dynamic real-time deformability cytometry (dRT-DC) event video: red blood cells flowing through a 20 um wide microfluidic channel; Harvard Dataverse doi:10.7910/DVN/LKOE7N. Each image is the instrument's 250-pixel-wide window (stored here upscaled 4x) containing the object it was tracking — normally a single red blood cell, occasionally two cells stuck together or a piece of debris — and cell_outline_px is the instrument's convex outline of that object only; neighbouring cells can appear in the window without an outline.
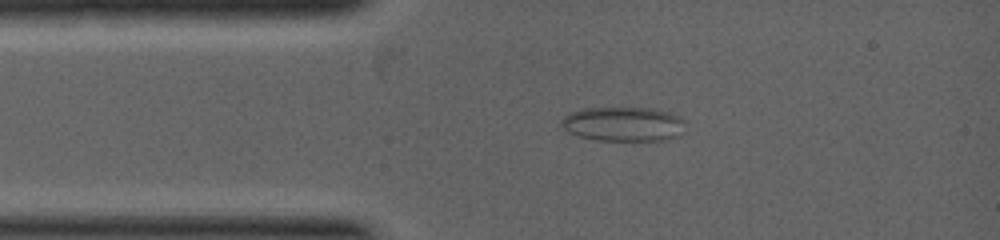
{"species": "common noctule bat (a hibernating species)", "species_latin": "Nyctalus noctula", "temperature_condition": "warm", "stored_images_in_passage": 6, "camera_frame_rate_fps": 5000, "um_per_image_px": 0.085, "animal": {"sex": "female", "body_mass_g": 19.0, "forearm_length_mm": 53.3}, "frame": {"image": 1, "passage_image": 3, "time_ms": 0.8, "image_size_px": [1000, 240], "cell_outline_px": [[684, 132], [680, 136], [668, 140], [596, 140], [580, 136], [568, 132], [560, 124], [560, 120], [564, 116], [572, 112], [584, 108], [652, 108], [668, 112], [680, 116], [684, 120]], "centroid_in_image_um": [53.02, 10.55], "position_along_channel_um": 32.0, "area_um2": 25.03}}
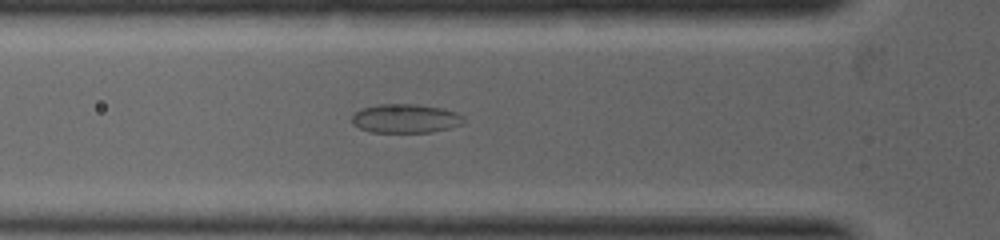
{"frame": {"image": 2, "passage_image": 6, "time_ms": 1.8, "image_size_px": [1000, 240], "cell_outline_px": [[464, 124], [432, 132], [372, 132], [360, 128], [352, 124], [352, 116], [360, 108], [380, 104], [416, 104], [444, 108], [456, 112], [464, 116]], "centroid_in_image_um": [34.49, 10.06], "position_along_channel_um": 91.3, "area_um2": 18.96}}